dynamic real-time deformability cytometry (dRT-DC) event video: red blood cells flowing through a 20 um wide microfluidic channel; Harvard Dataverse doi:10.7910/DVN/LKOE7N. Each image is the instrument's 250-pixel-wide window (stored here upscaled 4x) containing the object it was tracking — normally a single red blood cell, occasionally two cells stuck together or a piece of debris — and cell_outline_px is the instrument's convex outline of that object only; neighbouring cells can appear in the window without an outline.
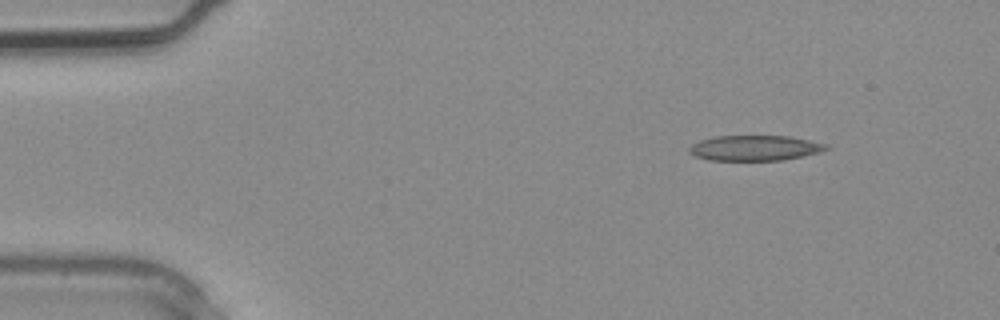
{"species": "common noctule bat (a hibernating species)", "species_latin": "Nyctalus noctula", "temperature_condition": "warm", "stored_images_in_passage": 2, "camera_frame_rate_fps": 3000, "um_per_image_px": 0.085, "animal": {"sex": "male", "body_mass_g": 20.4}, "frame": {"image": 1, "passage_image": 1, "time_ms": 0.0, "image_size_px": [1000, 320], "cell_outline_px": [[832, 148], [820, 152], [804, 156], [784, 160], [708, 160], [696, 156], [688, 152], [688, 148], [692, 144], [700, 140], [716, 136], [788, 136], [828, 144]], "centroid_in_image_um": [64.18, 12.58], "position_along_channel_um": 20.8, "area_um2": 20.29}}